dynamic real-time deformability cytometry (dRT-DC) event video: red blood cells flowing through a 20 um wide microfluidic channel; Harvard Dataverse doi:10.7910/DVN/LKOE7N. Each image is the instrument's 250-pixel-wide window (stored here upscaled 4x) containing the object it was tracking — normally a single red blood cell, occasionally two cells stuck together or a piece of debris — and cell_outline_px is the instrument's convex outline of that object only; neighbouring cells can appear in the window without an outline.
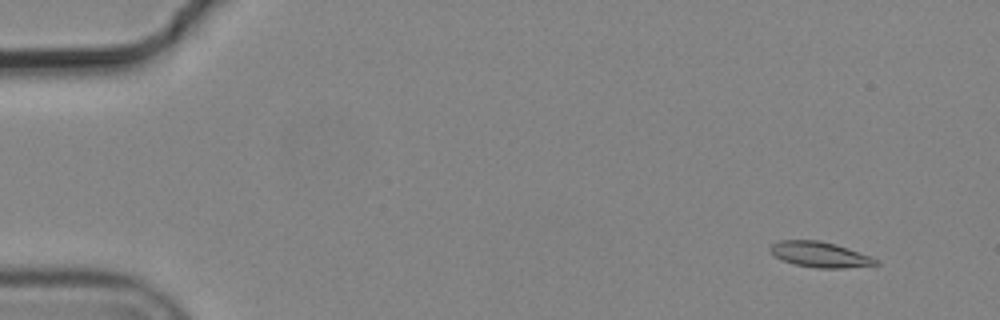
{"species": "common noctule bat (a hibernating species)", "species_latin": "Nyctalus noctula", "temperature_condition": "cold", "stored_images_in_passage": 6, "camera_frame_rate_fps": 3000, "um_per_image_px": 0.085, "animal": {"sex": "male", "body_mass_g": 19.2, "forearm_length_mm": 51.8}, "frame": {"image": 1, "passage_image": 2, "time_ms": 0.333, "image_size_px": [1000, 320], "cell_outline_px": [[880, 264], [844, 268], [816, 268], [796, 264], [784, 260], [776, 256], [768, 248], [772, 244], [780, 240], [820, 240], [836, 244], [872, 256], [880, 260]], "centroid_in_image_um": [69.75, 21.63], "position_along_channel_um": 15.2, "area_um2": 15.66}}